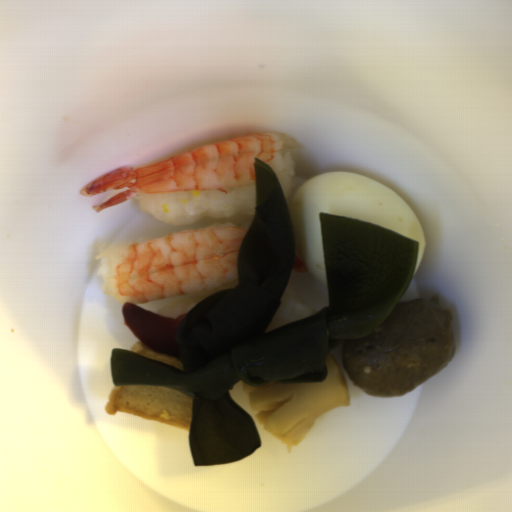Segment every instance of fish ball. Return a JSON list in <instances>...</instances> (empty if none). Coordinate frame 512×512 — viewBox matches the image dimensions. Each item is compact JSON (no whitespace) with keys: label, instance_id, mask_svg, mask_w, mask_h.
<instances>
[{"label":"fish ball","instance_id":"obj_1","mask_svg":"<svg viewBox=\"0 0 512 512\" xmlns=\"http://www.w3.org/2000/svg\"><path fill=\"white\" fill-rule=\"evenodd\" d=\"M194 397L182 386L128 384L116 386L105 403L106 413L118 411L190 431Z\"/></svg>","mask_w":512,"mask_h":512},{"label":"fish ball","instance_id":"obj_2","mask_svg":"<svg viewBox=\"0 0 512 512\" xmlns=\"http://www.w3.org/2000/svg\"><path fill=\"white\" fill-rule=\"evenodd\" d=\"M130 350L131 352H134L136 354L161 361L183 371V362L179 357H175L161 352H156L151 347L145 345L141 341L134 343Z\"/></svg>","mask_w":512,"mask_h":512}]
</instances>
